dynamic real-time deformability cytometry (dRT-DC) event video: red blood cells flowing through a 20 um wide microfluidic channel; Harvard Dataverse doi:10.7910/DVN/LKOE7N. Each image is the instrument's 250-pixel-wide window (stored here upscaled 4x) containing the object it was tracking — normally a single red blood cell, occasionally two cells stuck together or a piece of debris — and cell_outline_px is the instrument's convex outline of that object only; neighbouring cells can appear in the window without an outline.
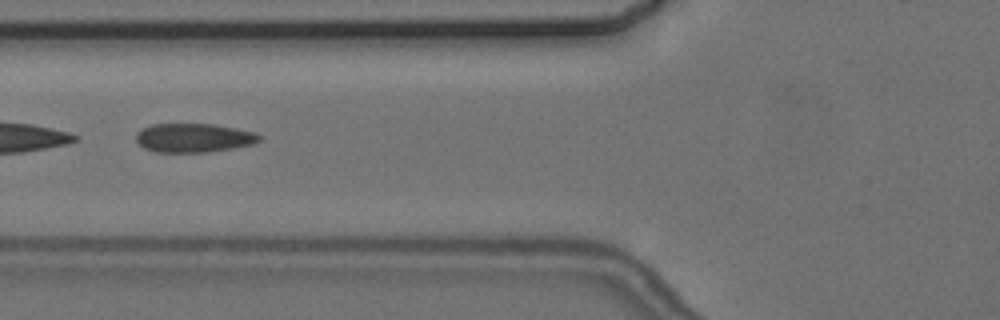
{"species": "common noctule bat (a hibernating species)", "species_latin": "Nyctalus noctula", "temperature_condition": "cold", "stored_images_in_passage": 2, "camera_frame_rate_fps": 3000, "um_per_image_px": 0.085, "animal": {"sex": "female", "body_mass_g": 24.6, "forearm_length_mm": 56.2}, "frame": {"image": 1, "passage_image": 2, "time_ms": 1.333, "image_size_px": [1000, 320], "cell_outline_px": [[260, 140], [252, 144], [232, 148], [208, 152], [156, 152], [144, 148], [136, 140], [136, 132], [152, 124], [212, 124], [256, 132], [260, 136]], "centroid_in_image_um": [16.45, 11.72], "position_along_channel_um": 109.4, "area_um2": 20.63}}